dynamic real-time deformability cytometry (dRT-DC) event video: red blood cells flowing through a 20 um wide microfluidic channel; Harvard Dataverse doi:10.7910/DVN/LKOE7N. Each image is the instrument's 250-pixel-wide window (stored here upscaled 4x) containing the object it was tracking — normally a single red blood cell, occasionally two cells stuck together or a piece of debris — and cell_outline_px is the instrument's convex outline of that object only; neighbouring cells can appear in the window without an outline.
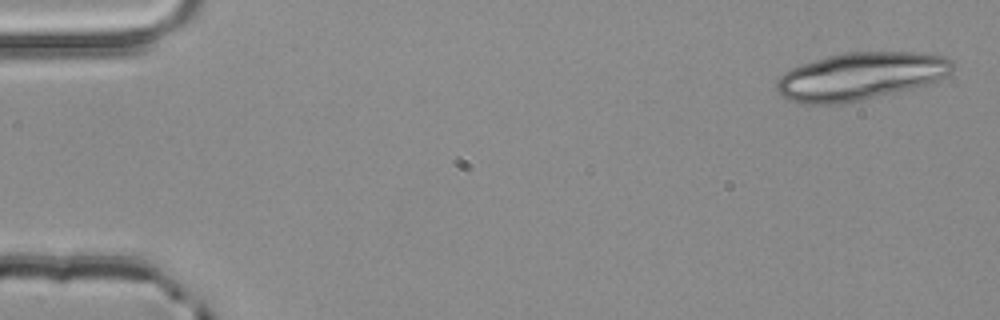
{"species": "common noctule bat (a hibernating species)", "species_latin": "Nyctalus noctula", "temperature_condition": "room temperature", "stored_images_in_passage": 5, "camera_frame_rate_fps": 3000, "um_per_image_px": 0.085, "animal": {"sex": "male", "body_mass_g": 20.4}, "frame": {"image": 1, "passage_image": 1, "time_ms": 0.0, "image_size_px": [1000, 320], "cell_outline_px": [[952, 72], [948, 76], [940, 80], [860, 100], [840, 104], [800, 104], [788, 100], [780, 96], [776, 88], [776, 80], [784, 72], [800, 64], [828, 56], [844, 52], [916, 52], [944, 56], [952, 60]], "centroid_in_image_um": [73.08, 6.48], "position_along_channel_um": 11.9, "area_um2": 48.67}}